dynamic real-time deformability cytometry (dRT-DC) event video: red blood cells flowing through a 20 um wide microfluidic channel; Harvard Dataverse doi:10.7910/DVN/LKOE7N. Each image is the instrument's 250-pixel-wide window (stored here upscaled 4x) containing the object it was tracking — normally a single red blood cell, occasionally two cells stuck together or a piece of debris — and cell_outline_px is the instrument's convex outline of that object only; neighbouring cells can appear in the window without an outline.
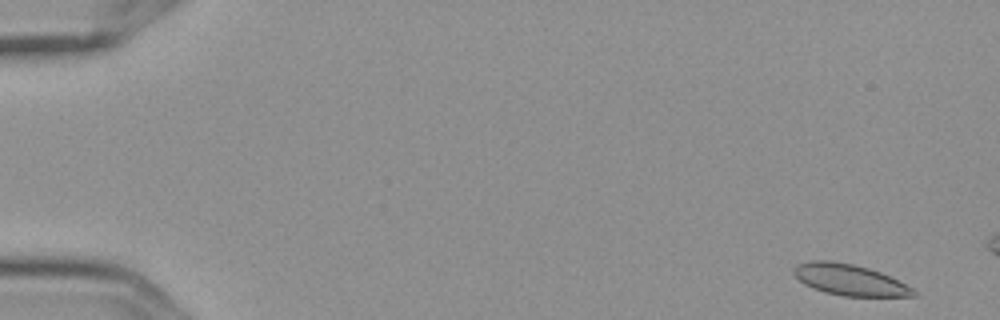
{"species": "Egyptian fruit bat (a non-hibernating species)", "species_latin": "Rousettus aegyptiacus", "temperature_condition": "cold", "stored_images_in_passage": 3, "camera_frame_rate_fps": 3000, "um_per_image_px": 0.085, "frame": {"image": 1, "passage_image": 1, "time_ms": 0.0, "image_size_px": [1000, 320], "cell_outline_px": [[916, 296], [844, 296], [824, 292], [812, 288], [804, 284], [792, 272], [792, 268], [796, 264], [812, 260], [832, 260], [852, 264], [868, 268], [880, 272], [912, 288], [916, 292]], "centroid_in_image_um": [72.15, 23.77], "position_along_channel_um": 12.9, "area_um2": 21.56}}